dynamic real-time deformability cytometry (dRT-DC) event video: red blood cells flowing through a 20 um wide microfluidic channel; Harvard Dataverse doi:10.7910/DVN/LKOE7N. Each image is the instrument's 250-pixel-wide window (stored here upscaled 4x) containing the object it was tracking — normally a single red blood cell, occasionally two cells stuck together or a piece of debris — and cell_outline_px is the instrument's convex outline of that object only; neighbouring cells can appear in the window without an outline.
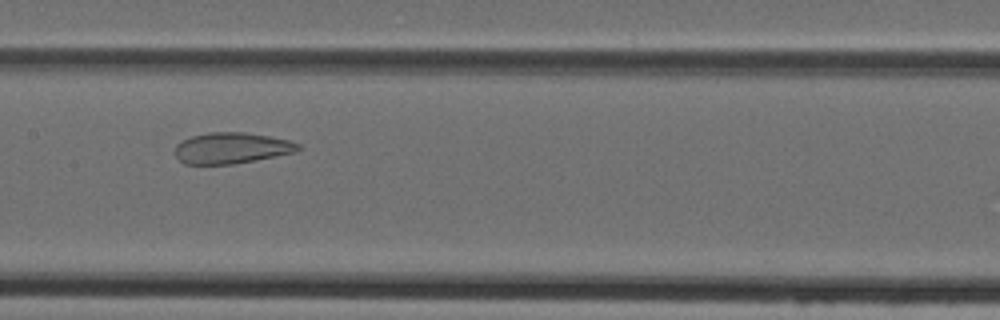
{"species": "Egyptian fruit bat (a non-hibernating species)", "species_latin": "Rousettus aegyptiacus", "temperature_condition": "cold", "stored_images_in_passage": 41, "camera_frame_rate_fps": 3000, "um_per_image_px": 0.085, "animal": {"sex": "female"}, "frame": {"image": 1, "passage_image": 17, "time_ms": 5.333, "image_size_px": [1000, 320], "cell_outline_px": [[300, 148], [296, 152], [256, 160], [232, 164], [184, 164], [176, 156], [176, 144], [192, 136], [208, 132], [244, 132], [268, 136], [288, 140], [300, 144]], "centroid_in_image_um": [19.69, 12.58], "position_along_channel_um": 187.7, "area_um2": 22.14}}
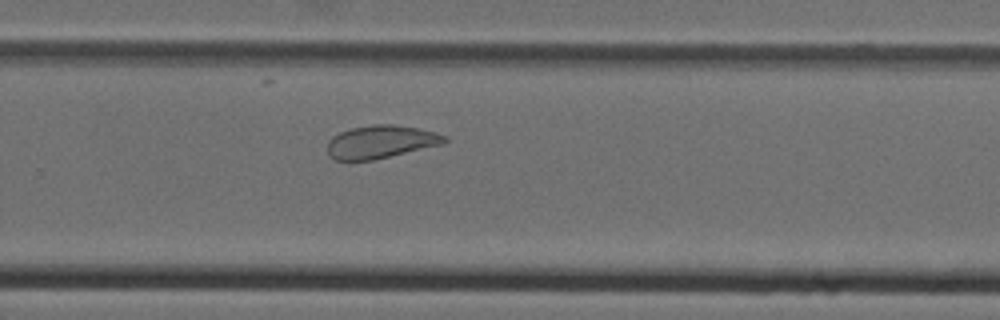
{"frame": {"image": 2, "passage_image": 25, "time_ms": 8.0, "image_size_px": [1000, 320], "cell_outline_px": [[448, 140], [444, 144], [372, 160], [336, 160], [328, 156], [328, 140], [332, 136], [340, 132], [352, 128], [372, 124], [392, 124], [416, 128], [436, 132], [448, 136]], "centroid_in_image_um": [32.38, 12.05], "position_along_channel_um": 297.4, "area_um2": 22.54}}
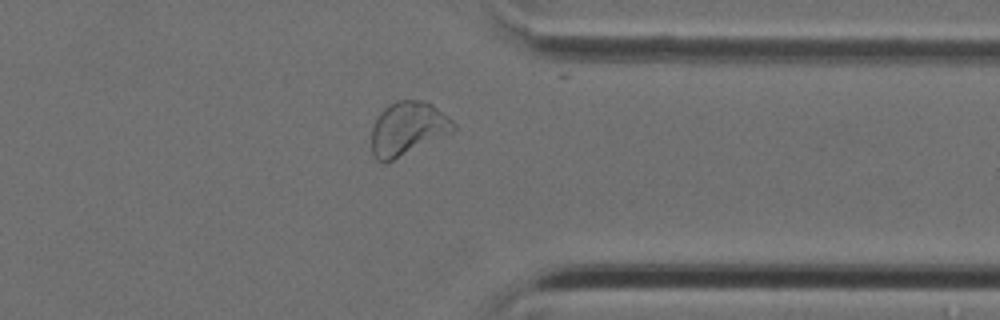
{"frame": {"image": 3, "passage_image": 31, "time_ms": 10.0, "image_size_px": [1000, 320], "cell_outline_px": [[456, 128], [452, 132], [384, 164], [376, 160], [372, 152], [372, 128], [380, 112], [388, 104], [396, 100], [428, 100], [452, 120], [456, 124]], "centroid_in_image_um": [34.65, 10.91], "position_along_channel_um": 376.8, "area_um2": 25.55}}